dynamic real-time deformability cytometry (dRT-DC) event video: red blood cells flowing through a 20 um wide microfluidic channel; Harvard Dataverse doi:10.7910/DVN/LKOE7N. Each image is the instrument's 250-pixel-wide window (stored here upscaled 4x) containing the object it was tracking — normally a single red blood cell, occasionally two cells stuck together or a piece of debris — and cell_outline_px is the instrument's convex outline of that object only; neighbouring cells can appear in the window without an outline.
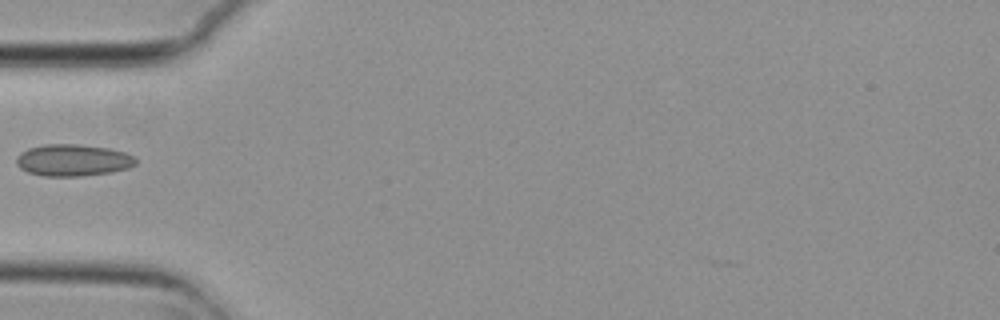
{"species": "common noctule bat (a hibernating species)", "species_latin": "Nyctalus noctula", "temperature_condition": "cold", "stored_images_in_passage": 1, "camera_frame_rate_fps": 3000, "um_per_image_px": 0.085, "animal": {"sex": "female", "body_mass_g": 29.2, "forearm_length_mm": 56.3}, "frame": {"image": 1, "passage_image": 1, "time_ms": 0.0, "image_size_px": [1000, 320], "cell_outline_px": [[136, 164], [128, 168], [112, 172], [80, 176], [44, 176], [28, 172], [20, 168], [16, 164], [16, 156], [20, 152], [28, 148], [44, 144], [76, 144], [108, 148], [124, 152], [136, 156]], "centroid_in_image_um": [6.19, 13.61], "position_along_channel_um": 78.8, "area_um2": 22.25}}